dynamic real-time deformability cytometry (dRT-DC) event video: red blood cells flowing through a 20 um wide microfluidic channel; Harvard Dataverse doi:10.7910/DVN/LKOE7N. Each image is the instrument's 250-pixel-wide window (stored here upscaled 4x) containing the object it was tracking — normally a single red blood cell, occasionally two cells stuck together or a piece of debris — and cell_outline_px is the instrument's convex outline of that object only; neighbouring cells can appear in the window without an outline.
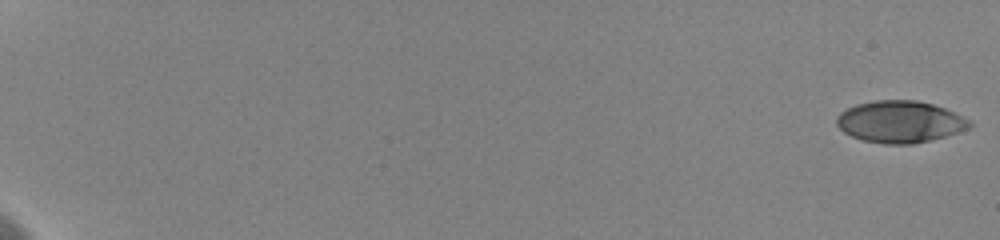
{"species": "human", "species_latin": "Homo sapiens", "temperature_condition": "cold", "stored_images_in_passage": 14, "camera_frame_rate_fps": 3000, "um_per_image_px": 0.085, "donor": {"sex": "female"}, "frame": {"image": 1, "passage_image": 1, "time_ms": 0.0, "image_size_px": [1000, 240], "cell_outline_px": [[972, 124], [968, 128], [944, 136], [912, 144], [884, 144], [864, 140], [852, 136], [844, 132], [836, 124], [836, 116], [840, 112], [856, 104], [876, 100], [916, 100], [932, 104], [944, 108], [968, 120]], "centroid_in_image_um": [76.44, 10.34], "position_along_channel_um": 8.6, "area_um2": 31.96}}
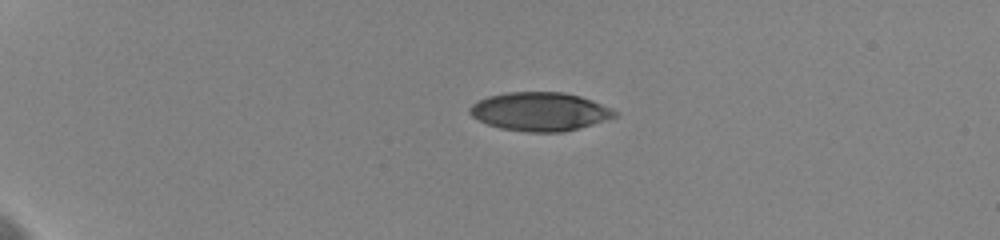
{"frame": {"image": 2, "passage_image": 8, "time_ms": 5.0, "image_size_px": [1000, 240], "cell_outline_px": [[616, 116], [592, 124], [564, 132], [528, 132], [500, 128], [488, 124], [472, 116], [468, 112], [468, 108], [472, 104], [488, 96], [508, 92], [564, 92], [580, 96], [592, 100], [616, 112]], "centroid_in_image_um": [45.84, 9.48], "position_along_channel_um": 39.2, "area_um2": 32.25}}